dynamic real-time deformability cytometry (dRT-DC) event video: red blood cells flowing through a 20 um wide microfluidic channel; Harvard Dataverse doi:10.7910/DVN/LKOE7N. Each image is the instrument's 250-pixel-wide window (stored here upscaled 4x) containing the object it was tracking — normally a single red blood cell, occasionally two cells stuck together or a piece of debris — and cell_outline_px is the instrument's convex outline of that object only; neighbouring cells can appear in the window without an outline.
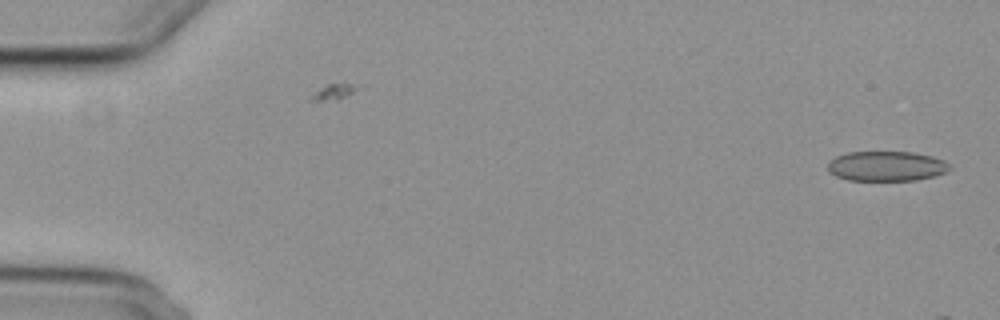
{"species": "common noctule bat (a hibernating species)", "species_latin": "Nyctalus noctula", "temperature_condition": "cold", "stored_images_in_passage": 6, "camera_frame_rate_fps": 3000, "um_per_image_px": 0.085, "animal": {"sex": "female", "body_mass_g": 29.2, "forearm_length_mm": 56.3}, "frame": {"image": 1, "passage_image": 1, "time_ms": 0.0, "image_size_px": [1000, 320], "cell_outline_px": [[952, 168], [936, 176], [916, 180], [848, 180], [836, 176], [828, 172], [828, 164], [836, 156], [848, 152], [912, 152], [932, 156], [944, 160]], "centroid_in_image_um": [75.35, 14.12], "position_along_channel_um": 9.6, "area_um2": 21.21}}